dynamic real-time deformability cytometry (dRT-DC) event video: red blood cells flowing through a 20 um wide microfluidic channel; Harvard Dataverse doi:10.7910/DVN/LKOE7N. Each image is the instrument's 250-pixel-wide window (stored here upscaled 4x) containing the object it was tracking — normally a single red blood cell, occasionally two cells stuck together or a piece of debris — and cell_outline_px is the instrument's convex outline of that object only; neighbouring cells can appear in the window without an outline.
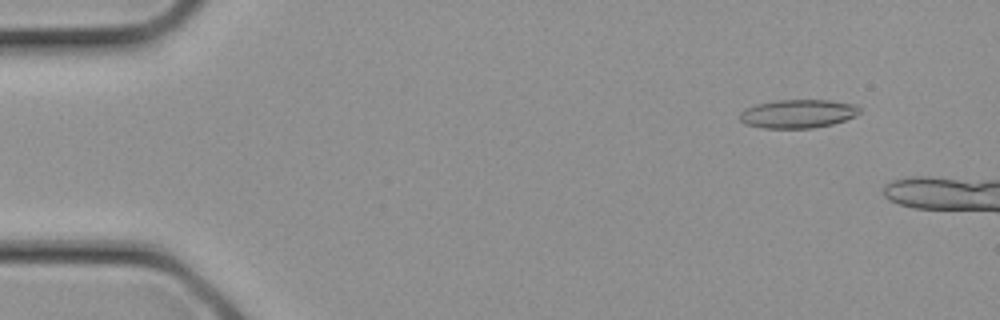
{"species": "common noctule bat (a hibernating species)", "species_latin": "Nyctalus noctula", "temperature_condition": "cold", "stored_images_in_passage": 6, "camera_frame_rate_fps": 3000, "um_per_image_px": 0.085, "animal": {"sex": "female", "body_mass_g": 21.9}, "frame": {"image": 1, "passage_image": 3, "time_ms": 0.667, "image_size_px": [1000, 320], "cell_outline_px": [[860, 112], [856, 116], [832, 124], [812, 128], [760, 128], [744, 124], [740, 120], [740, 112], [744, 108], [756, 104], [776, 100], [832, 100], [856, 104], [860, 108]], "centroid_in_image_um": [67.81, 9.66], "position_along_channel_um": 17.2, "area_um2": 20.17}}